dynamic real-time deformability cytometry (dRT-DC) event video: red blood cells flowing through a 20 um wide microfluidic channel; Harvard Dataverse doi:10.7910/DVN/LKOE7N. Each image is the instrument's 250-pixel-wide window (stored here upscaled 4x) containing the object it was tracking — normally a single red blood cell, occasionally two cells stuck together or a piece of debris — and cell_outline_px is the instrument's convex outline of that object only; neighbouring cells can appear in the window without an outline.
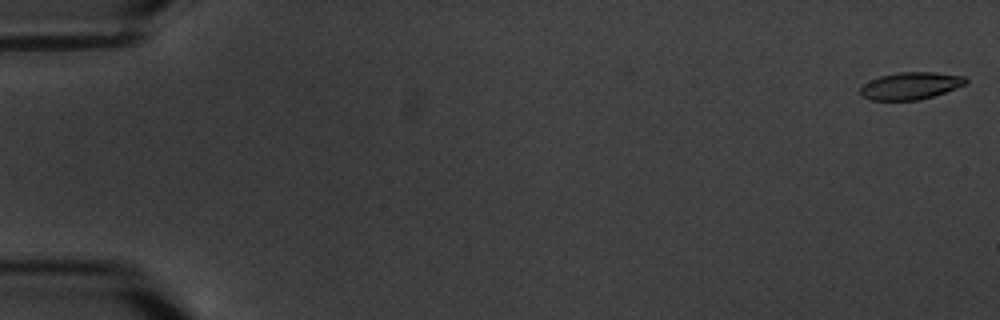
{"species": "common noctule bat (a hibernating species)", "species_latin": "Nyctalus noctula", "temperature_condition": "warm", "stored_images_in_passage": 6, "camera_frame_rate_fps": 3000, "um_per_image_px": 0.085, "animal": {"sex": "male", "body_mass_g": 20.1, "forearm_length_mm": 53.5}, "frame": {"image": 1, "passage_image": 1, "time_ms": 0.0, "image_size_px": [1000, 320], "cell_outline_px": [[968, 84], [920, 100], [868, 100], [860, 96], [860, 84], [880, 76], [896, 72], [932, 72], [964, 76], [968, 80]], "centroid_in_image_um": [77.35, 7.29], "position_along_channel_um": 7.6, "area_um2": 16.94}}
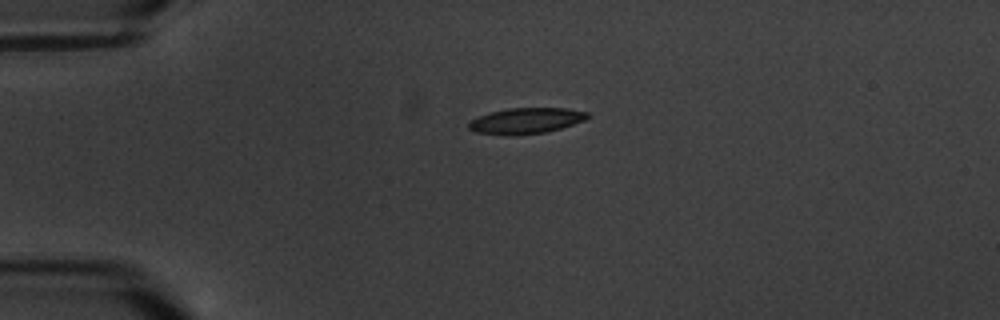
{"frame": {"image": 2, "passage_image": 5, "time_ms": 4.667, "image_size_px": [1000, 320], "cell_outline_px": [[592, 116], [584, 120], [548, 132], [508, 136], [504, 136], [476, 132], [468, 128], [468, 124], [472, 120], [480, 116], [492, 112], [508, 108], [564, 108], [588, 112]], "centroid_in_image_um": [44.72, 10.27], "position_along_channel_um": 40.3, "area_um2": 17.86}}
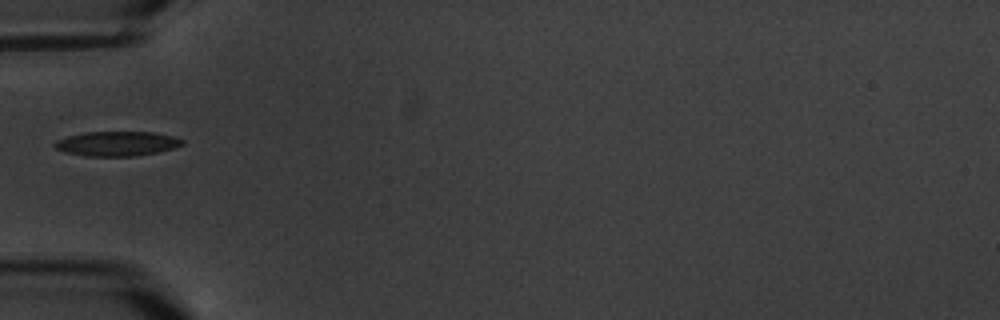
{"frame": {"image": 3, "passage_image": 6, "time_ms": 6.667, "image_size_px": [1000, 320], "cell_outline_px": [[184, 144], [160, 152], [136, 156], [84, 156], [64, 152], [56, 148], [52, 144], [56, 140], [68, 136], [84, 132], [152, 132], [172, 136], [184, 140]], "centroid_in_image_um": [9.92, 12.21], "position_along_channel_um": 75.1, "area_um2": 18.38}}